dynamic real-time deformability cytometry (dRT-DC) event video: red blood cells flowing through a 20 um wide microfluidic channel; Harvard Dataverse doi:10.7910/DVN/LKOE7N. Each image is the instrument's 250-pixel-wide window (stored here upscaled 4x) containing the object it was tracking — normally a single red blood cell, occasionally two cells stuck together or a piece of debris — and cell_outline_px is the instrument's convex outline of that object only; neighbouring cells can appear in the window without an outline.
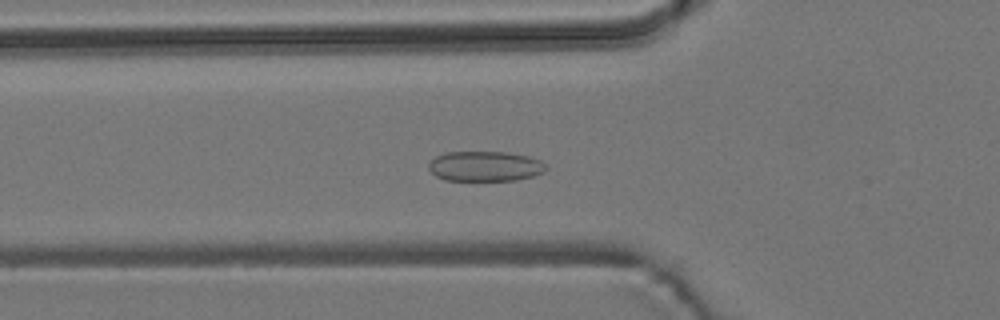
{"species": "common noctule bat (a hibernating species)", "species_latin": "Nyctalus noctula", "temperature_condition": "room temperature", "stored_images_in_passage": 55, "camera_frame_rate_fps": 3000, "um_per_image_px": 0.085, "animal": {"sex": "male", "body_mass_g": 19.2, "forearm_length_mm": 51.8}, "frame": {"image": 1, "passage_image": 19, "time_ms": 6.0, "image_size_px": [1000, 320], "cell_outline_px": [[548, 168], [544, 172], [532, 176], [516, 180], [444, 180], [436, 176], [428, 168], [428, 164], [436, 156], [444, 152], [504, 152], [528, 156], [540, 160]], "centroid_in_image_um": [41.22, 14.13], "position_along_channel_um": 84.6, "area_um2": 20.52}}
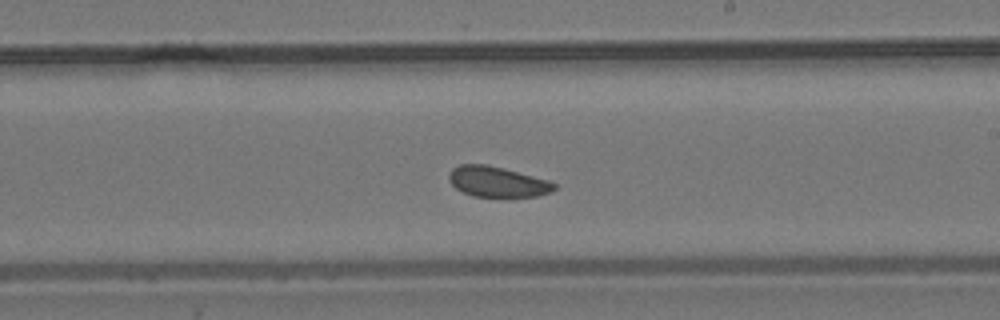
{"frame": {"image": 2, "passage_image": 32, "time_ms": 10.333, "image_size_px": [1000, 320], "cell_outline_px": [[556, 188], [552, 192], [536, 196], [472, 196], [456, 188], [448, 180], [448, 176], [452, 168], [460, 164], [488, 164], [504, 168], [548, 180], [556, 184]], "centroid_in_image_um": [42.26, 15.43], "position_along_channel_um": 246.7, "area_um2": 18.61}}
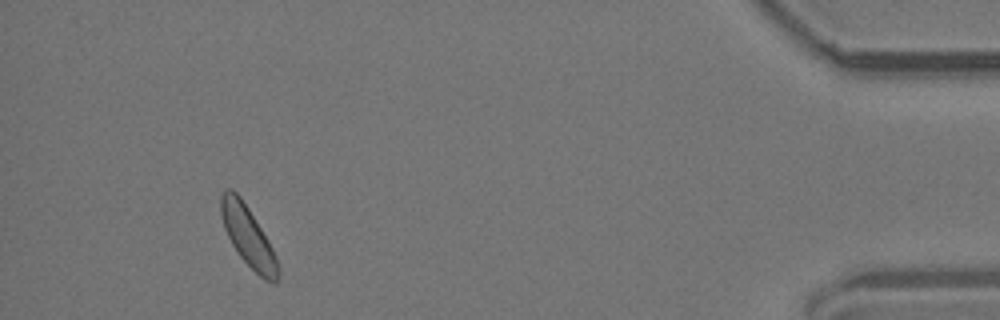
{"frame": {"image": 3, "passage_image": 51, "time_ms": 16.667, "image_size_px": [1000, 320], "cell_outline_px": [[280, 276], [276, 284], [272, 284], [264, 280], [240, 256], [232, 244], [224, 228], [220, 216], [220, 196], [224, 188], [232, 188], [240, 196], [248, 208], [268, 240], [276, 256], [280, 272]], "centroid_in_image_um": [21.08, 20.09], "position_along_channel_um": 414.1, "area_um2": 20.06}, "authors_computed_cell_mechanics": {"area_um2": 19.7676, "velocity_mm_per_s": 3.7289, "shape_relaxation_time_tau1_ms": null, "shape_relaxation_time_tau2_ms": 2.5711, "deformation_change_tau1": null, "deformation_change_tau2": 0.0807}}